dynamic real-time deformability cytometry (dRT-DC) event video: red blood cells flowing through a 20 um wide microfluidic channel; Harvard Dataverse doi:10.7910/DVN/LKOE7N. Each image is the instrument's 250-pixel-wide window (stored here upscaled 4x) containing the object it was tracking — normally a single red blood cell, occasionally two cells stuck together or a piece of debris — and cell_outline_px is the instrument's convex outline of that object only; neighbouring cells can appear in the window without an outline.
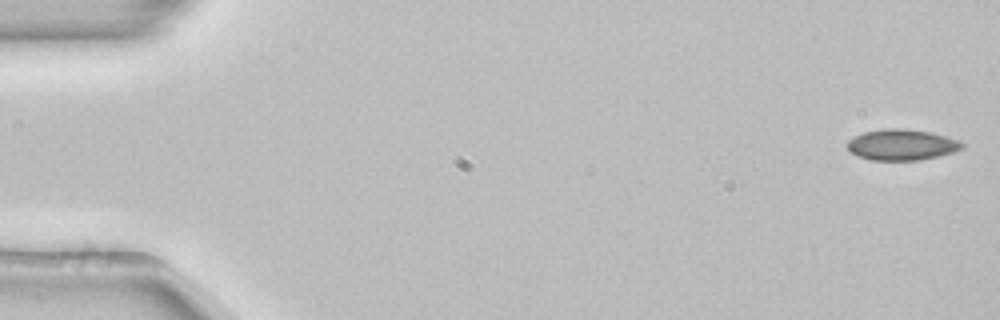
{"species": "common noctule bat (a hibernating species)", "species_latin": "Nyctalus noctula", "temperature_condition": "room temperature", "stored_images_in_passage": 53, "camera_frame_rate_fps": 3000, "um_per_image_px": 0.085, "animal": {"sex": "female", "body_mass_g": 22.7, "forearm_length_mm": 54.2}, "frame": {"image": 1, "passage_image": 1, "time_ms": 0.0, "image_size_px": [1000, 320], "cell_outline_px": [[964, 148], [952, 152], [936, 156], [916, 160], [868, 160], [856, 156], [848, 152], [848, 140], [864, 132], [884, 128], [904, 128], [928, 132], [960, 140], [964, 144]], "centroid_in_image_um": [76.61, 12.3], "position_along_channel_um": 8.4, "area_um2": 20.63}}
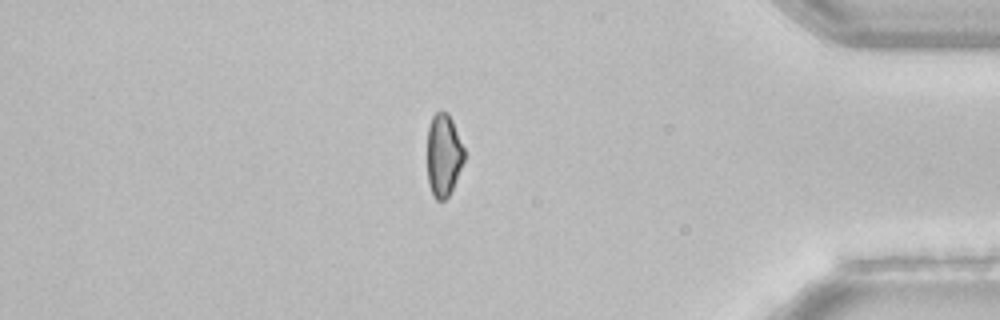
{"frame": {"image": 2, "passage_image": 45, "time_ms": 14.667, "image_size_px": [1000, 320], "cell_outline_px": [[464, 160], [452, 188], [448, 196], [444, 200], [436, 200], [432, 196], [428, 184], [428, 128], [432, 116], [440, 108], [448, 112], [452, 120], [464, 148]], "centroid_in_image_um": [37.69, 13.16], "position_along_channel_um": 397.5, "area_um2": 17.8}}
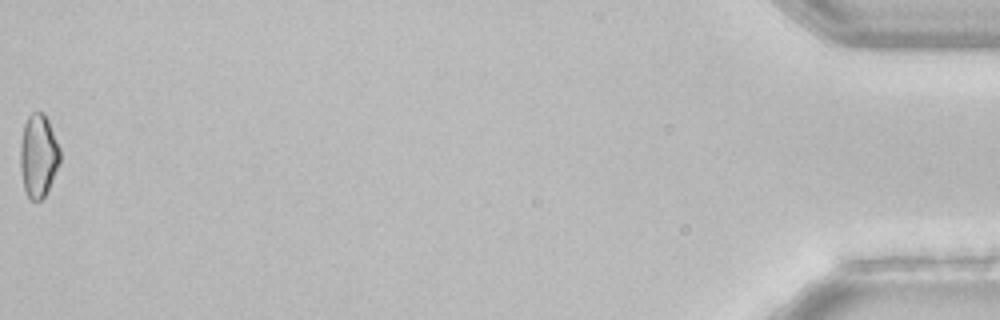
{"frame": {"image": 3, "passage_image": 53, "time_ms": 17.333, "image_size_px": [1000, 320], "cell_outline_px": [[60, 164], [44, 196], [40, 200], [32, 200], [28, 196], [24, 188], [20, 168], [20, 144], [24, 124], [28, 116], [32, 112], [44, 112], [48, 120], [60, 148]], "centroid_in_image_um": [3.26, 13.21], "position_along_channel_um": 431.9, "area_um2": 19.19}, "authors_computed_cell_mechanics": {"area_um2": 20.6346, "velocity_mm_per_s": 3.8825, "shape_relaxation_time_tau1_ms": 6.6743, "shape_relaxation_time_tau2_ms": null, "deformation_change_tau1": 0.0675, "deformation_change_tau2": null}}